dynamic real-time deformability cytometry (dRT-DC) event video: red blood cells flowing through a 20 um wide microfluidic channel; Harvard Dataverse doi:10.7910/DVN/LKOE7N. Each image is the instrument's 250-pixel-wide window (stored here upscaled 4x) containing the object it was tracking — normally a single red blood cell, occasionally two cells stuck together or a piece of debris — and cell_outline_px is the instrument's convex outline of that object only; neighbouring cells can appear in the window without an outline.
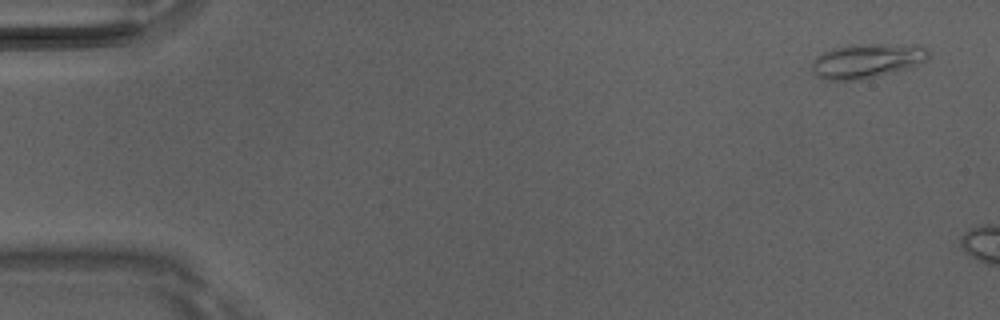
{"species": "Egyptian fruit bat (a non-hibernating species)", "species_latin": "Rousettus aegyptiacus", "temperature_condition": "room temperature", "stored_images_in_passage": 3, "camera_frame_rate_fps": 3000, "um_per_image_px": 0.085, "animal": {"sex": "male"}, "frame": {"image": 1, "passage_image": 1, "time_ms": 0.0, "image_size_px": [1000, 320], "cell_outline_px": [[928, 60], [912, 68], [896, 72], [860, 80], [828, 80], [816, 76], [812, 72], [812, 60], [820, 52], [832, 48], [856, 44], [880, 44], [928, 48]], "centroid_in_image_um": [73.63, 5.19], "position_along_channel_um": 11.4, "area_um2": 23.52}}